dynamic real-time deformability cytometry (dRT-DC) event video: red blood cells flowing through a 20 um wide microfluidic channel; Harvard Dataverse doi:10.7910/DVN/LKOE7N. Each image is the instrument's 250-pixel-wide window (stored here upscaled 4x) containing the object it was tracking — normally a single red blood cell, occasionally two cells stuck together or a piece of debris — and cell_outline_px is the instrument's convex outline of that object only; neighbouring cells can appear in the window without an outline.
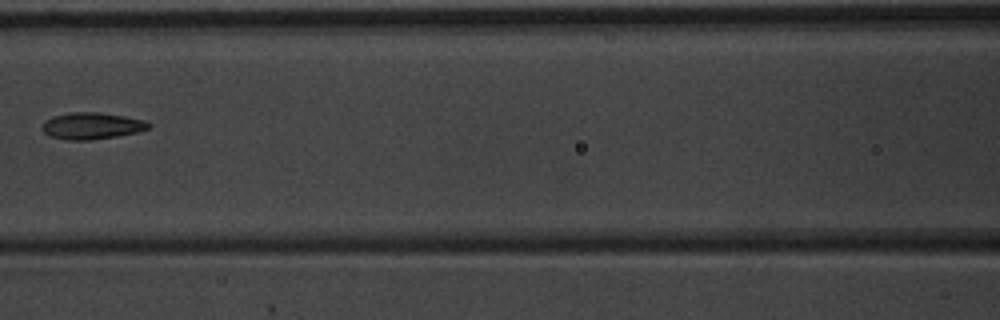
{"species": "common noctule bat (a hibernating species)", "species_latin": "Nyctalus noctula", "temperature_condition": "warm", "stored_images_in_passage": 7, "camera_frame_rate_fps": 3000, "um_per_image_px": 0.085, "animal": {"sex": "male", "body_mass_g": 20.1, "forearm_length_mm": 53.5}, "frame": {"image": 1, "passage_image": 6, "time_ms": 1.667, "image_size_px": [1000, 320], "cell_outline_px": [[152, 124], [148, 128], [136, 132], [116, 136], [88, 140], [64, 140], [48, 136], [40, 128], [40, 124], [44, 120], [52, 116], [68, 112], [100, 112], [124, 116], [144, 120]], "centroid_in_image_um": [7.71, 10.69], "position_along_channel_um": 158.9, "area_um2": 16.76}}
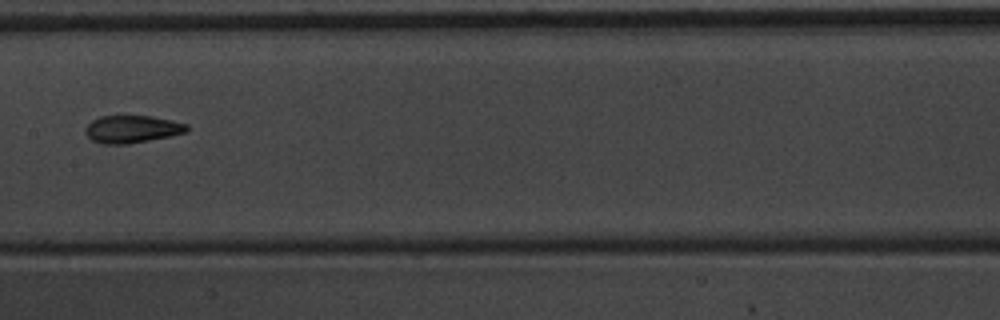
{"frame": {"image": 2, "passage_image": 7, "time_ms": 2.0, "image_size_px": [1000, 320], "cell_outline_px": [[188, 132], [128, 144], [104, 144], [92, 140], [84, 132], [84, 128], [92, 120], [100, 116], [152, 116], [172, 120], [188, 124]], "centroid_in_image_um": [11.21, 10.97], "position_along_channel_um": 196.2, "area_um2": 16.24}}